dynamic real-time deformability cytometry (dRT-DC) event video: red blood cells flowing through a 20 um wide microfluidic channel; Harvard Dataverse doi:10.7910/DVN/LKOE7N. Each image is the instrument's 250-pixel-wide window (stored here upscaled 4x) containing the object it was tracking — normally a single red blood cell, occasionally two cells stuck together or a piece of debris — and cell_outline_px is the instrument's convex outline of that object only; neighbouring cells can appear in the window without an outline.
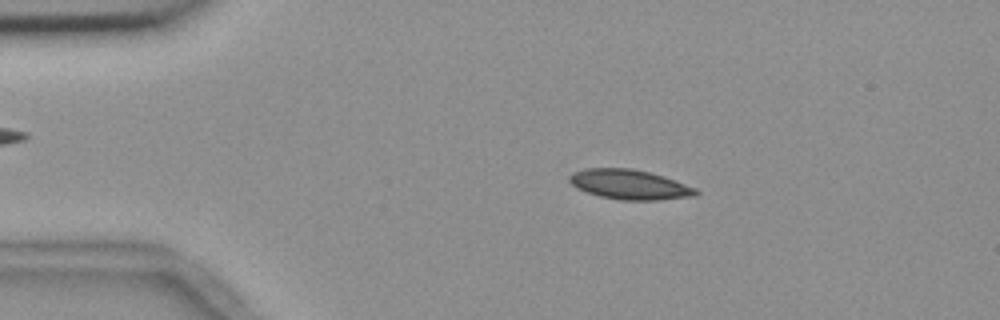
{"species": "common noctule bat (a hibernating species)", "species_latin": "Nyctalus noctula", "temperature_condition": "room temperature", "stored_images_in_passage": 45, "camera_frame_rate_fps": 3000, "um_per_image_px": 0.085, "animal": {"sex": "female", "body_mass_g": 18.4}, "frame": {"image": 1, "passage_image": 1, "time_ms": 0.0, "image_size_px": [1000, 320], "cell_outline_px": [[700, 192], [696, 196], [660, 200], [620, 200], [600, 196], [576, 188], [568, 180], [568, 176], [572, 172], [584, 168], [632, 168], [664, 176], [696, 188]], "centroid_in_image_um": [53.51, 15.68], "position_along_channel_um": 31.5, "area_um2": 22.08}}
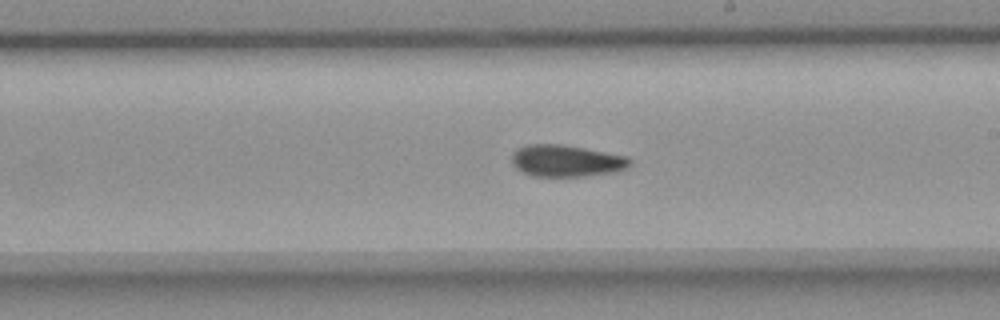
{"frame": {"image": 2, "passage_image": 22, "time_ms": 7.0, "image_size_px": [1000, 320], "cell_outline_px": [[632, 164], [628, 168], [616, 172], [588, 176], [532, 176], [516, 168], [512, 164], [512, 152], [516, 148], [528, 144], [564, 144], [628, 156], [632, 160]], "centroid_in_image_um": [48.17, 13.66], "position_along_channel_um": 240.8, "area_um2": 22.25}}
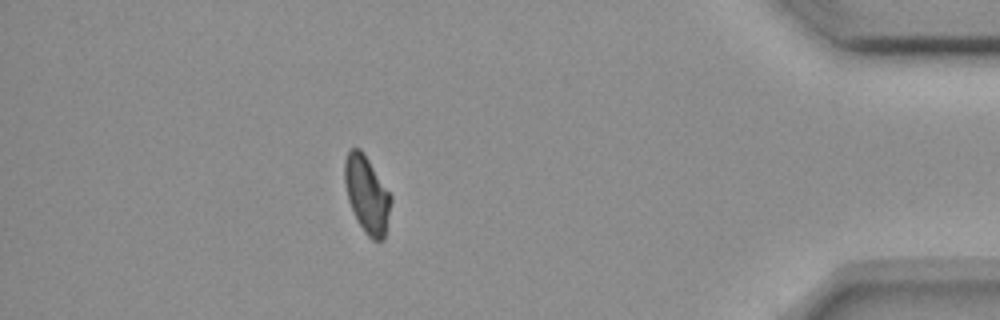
{"frame": {"image": 3, "passage_image": 39, "time_ms": 12.667, "image_size_px": [1000, 320], "cell_outline_px": [[392, 200], [384, 240], [372, 240], [364, 232], [348, 200], [344, 184], [344, 160], [348, 152], [352, 148], [360, 148], [364, 152], [392, 196]], "centroid_in_image_um": [31.19, 16.51], "position_along_channel_um": 404.0, "area_um2": 20.75}, "authors_computed_cell_mechanics": {"area_um2": 21.964, "velocity_mm_per_s": 3.6777, "shape_relaxation_time_tau1_ms": 6.0086, "shape_relaxation_time_tau2_ms": null, "deformation_change_tau1": 0.1251, "deformation_change_tau2": null}}